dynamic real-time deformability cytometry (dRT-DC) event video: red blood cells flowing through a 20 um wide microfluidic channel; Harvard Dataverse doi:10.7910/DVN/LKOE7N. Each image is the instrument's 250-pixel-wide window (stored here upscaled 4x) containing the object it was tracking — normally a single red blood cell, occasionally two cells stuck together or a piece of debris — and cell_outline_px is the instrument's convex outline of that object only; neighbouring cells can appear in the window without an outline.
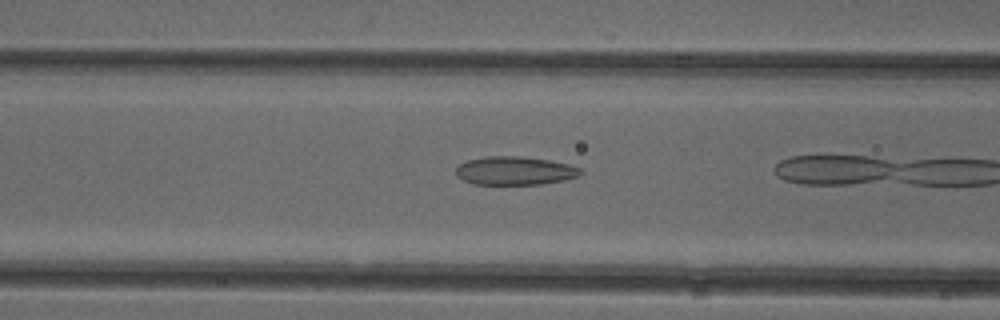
{"species": "common noctule bat (a hibernating species)", "species_latin": "Nyctalus noctula", "temperature_condition": "cold", "stored_images_in_passage": 24, "camera_frame_rate_fps": 3000, "um_per_image_px": 0.085, "animal": {"sex": "female"}, "frame": {"image": 1, "passage_image": 17, "time_ms": 5.333, "image_size_px": [1000, 320], "cell_outline_px": [[580, 176], [564, 180], [540, 184], [472, 184], [456, 176], [456, 168], [460, 164], [468, 160], [488, 156], [520, 156], [548, 160], [568, 164], [580, 168]], "centroid_in_image_um": [43.74, 14.51], "position_along_channel_um": 122.9, "area_um2": 20.52}}